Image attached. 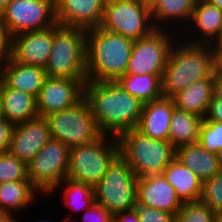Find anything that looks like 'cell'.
<instances>
[{"instance_id": "29", "label": "cell", "mask_w": 222, "mask_h": 222, "mask_svg": "<svg viewBox=\"0 0 222 222\" xmlns=\"http://www.w3.org/2000/svg\"><path fill=\"white\" fill-rule=\"evenodd\" d=\"M59 188L63 189V202L71 211L63 218L65 222H71L75 211L78 213L80 210H88L95 204L94 188L90 185L65 178L47 197L52 196L53 193L55 194Z\"/></svg>"}, {"instance_id": "44", "label": "cell", "mask_w": 222, "mask_h": 222, "mask_svg": "<svg viewBox=\"0 0 222 222\" xmlns=\"http://www.w3.org/2000/svg\"><path fill=\"white\" fill-rule=\"evenodd\" d=\"M145 6L152 9L159 0H140Z\"/></svg>"}, {"instance_id": "1", "label": "cell", "mask_w": 222, "mask_h": 222, "mask_svg": "<svg viewBox=\"0 0 222 222\" xmlns=\"http://www.w3.org/2000/svg\"><path fill=\"white\" fill-rule=\"evenodd\" d=\"M84 98L104 134L117 137L137 127L144 103L126 92L116 81H87Z\"/></svg>"}, {"instance_id": "16", "label": "cell", "mask_w": 222, "mask_h": 222, "mask_svg": "<svg viewBox=\"0 0 222 222\" xmlns=\"http://www.w3.org/2000/svg\"><path fill=\"white\" fill-rule=\"evenodd\" d=\"M50 138L46 118L37 116L15 126L8 152L28 165Z\"/></svg>"}, {"instance_id": "34", "label": "cell", "mask_w": 222, "mask_h": 222, "mask_svg": "<svg viewBox=\"0 0 222 222\" xmlns=\"http://www.w3.org/2000/svg\"><path fill=\"white\" fill-rule=\"evenodd\" d=\"M135 209L139 216V222H175V215L161 211L155 207L136 204Z\"/></svg>"}, {"instance_id": "39", "label": "cell", "mask_w": 222, "mask_h": 222, "mask_svg": "<svg viewBox=\"0 0 222 222\" xmlns=\"http://www.w3.org/2000/svg\"><path fill=\"white\" fill-rule=\"evenodd\" d=\"M113 222H139L136 209L123 211L114 215Z\"/></svg>"}, {"instance_id": "2", "label": "cell", "mask_w": 222, "mask_h": 222, "mask_svg": "<svg viewBox=\"0 0 222 222\" xmlns=\"http://www.w3.org/2000/svg\"><path fill=\"white\" fill-rule=\"evenodd\" d=\"M215 67L216 51L211 45L191 44L178 37L169 51L161 78L163 97L172 98L189 85L209 78Z\"/></svg>"}, {"instance_id": "40", "label": "cell", "mask_w": 222, "mask_h": 222, "mask_svg": "<svg viewBox=\"0 0 222 222\" xmlns=\"http://www.w3.org/2000/svg\"><path fill=\"white\" fill-rule=\"evenodd\" d=\"M214 94L222 99V71L217 67L214 69Z\"/></svg>"}, {"instance_id": "21", "label": "cell", "mask_w": 222, "mask_h": 222, "mask_svg": "<svg viewBox=\"0 0 222 222\" xmlns=\"http://www.w3.org/2000/svg\"><path fill=\"white\" fill-rule=\"evenodd\" d=\"M197 2L198 0H159L151 9L154 27L180 33L188 25Z\"/></svg>"}, {"instance_id": "48", "label": "cell", "mask_w": 222, "mask_h": 222, "mask_svg": "<svg viewBox=\"0 0 222 222\" xmlns=\"http://www.w3.org/2000/svg\"><path fill=\"white\" fill-rule=\"evenodd\" d=\"M214 222H222V212L215 213Z\"/></svg>"}, {"instance_id": "10", "label": "cell", "mask_w": 222, "mask_h": 222, "mask_svg": "<svg viewBox=\"0 0 222 222\" xmlns=\"http://www.w3.org/2000/svg\"><path fill=\"white\" fill-rule=\"evenodd\" d=\"M69 148L61 141L50 138L27 165V176L32 186L48 196L68 172Z\"/></svg>"}, {"instance_id": "7", "label": "cell", "mask_w": 222, "mask_h": 222, "mask_svg": "<svg viewBox=\"0 0 222 222\" xmlns=\"http://www.w3.org/2000/svg\"><path fill=\"white\" fill-rule=\"evenodd\" d=\"M137 180L131 167L118 155L94 187L95 203L105 207L113 216L135 209Z\"/></svg>"}, {"instance_id": "6", "label": "cell", "mask_w": 222, "mask_h": 222, "mask_svg": "<svg viewBox=\"0 0 222 222\" xmlns=\"http://www.w3.org/2000/svg\"><path fill=\"white\" fill-rule=\"evenodd\" d=\"M118 155V139L113 135L104 134L93 143L72 147L67 178L94 188Z\"/></svg>"}, {"instance_id": "43", "label": "cell", "mask_w": 222, "mask_h": 222, "mask_svg": "<svg viewBox=\"0 0 222 222\" xmlns=\"http://www.w3.org/2000/svg\"><path fill=\"white\" fill-rule=\"evenodd\" d=\"M215 51H217L222 46V30L218 39L211 45Z\"/></svg>"}, {"instance_id": "50", "label": "cell", "mask_w": 222, "mask_h": 222, "mask_svg": "<svg viewBox=\"0 0 222 222\" xmlns=\"http://www.w3.org/2000/svg\"><path fill=\"white\" fill-rule=\"evenodd\" d=\"M52 221H53V220H51V222H52ZM37 222H50V221H49V219H48V220H43V219L41 220V219H40L39 221L37 220ZM56 222H59V221H56ZM62 222H65V221L63 220Z\"/></svg>"}, {"instance_id": "9", "label": "cell", "mask_w": 222, "mask_h": 222, "mask_svg": "<svg viewBox=\"0 0 222 222\" xmlns=\"http://www.w3.org/2000/svg\"><path fill=\"white\" fill-rule=\"evenodd\" d=\"M100 27L133 41L149 36L156 29L151 9L140 0H106Z\"/></svg>"}, {"instance_id": "4", "label": "cell", "mask_w": 222, "mask_h": 222, "mask_svg": "<svg viewBox=\"0 0 222 222\" xmlns=\"http://www.w3.org/2000/svg\"><path fill=\"white\" fill-rule=\"evenodd\" d=\"M119 155L131 167L137 178L162 175L176 156L169 140L147 137L136 129L126 130L117 136Z\"/></svg>"}, {"instance_id": "36", "label": "cell", "mask_w": 222, "mask_h": 222, "mask_svg": "<svg viewBox=\"0 0 222 222\" xmlns=\"http://www.w3.org/2000/svg\"><path fill=\"white\" fill-rule=\"evenodd\" d=\"M15 126L5 118L0 119V153L9 150Z\"/></svg>"}, {"instance_id": "27", "label": "cell", "mask_w": 222, "mask_h": 222, "mask_svg": "<svg viewBox=\"0 0 222 222\" xmlns=\"http://www.w3.org/2000/svg\"><path fill=\"white\" fill-rule=\"evenodd\" d=\"M202 122L203 118L175 108L170 121L169 142L175 149L198 143Z\"/></svg>"}, {"instance_id": "45", "label": "cell", "mask_w": 222, "mask_h": 222, "mask_svg": "<svg viewBox=\"0 0 222 222\" xmlns=\"http://www.w3.org/2000/svg\"><path fill=\"white\" fill-rule=\"evenodd\" d=\"M2 80L0 79V119L3 118Z\"/></svg>"}, {"instance_id": "33", "label": "cell", "mask_w": 222, "mask_h": 222, "mask_svg": "<svg viewBox=\"0 0 222 222\" xmlns=\"http://www.w3.org/2000/svg\"><path fill=\"white\" fill-rule=\"evenodd\" d=\"M200 201L215 213L222 212V171L203 182Z\"/></svg>"}, {"instance_id": "18", "label": "cell", "mask_w": 222, "mask_h": 222, "mask_svg": "<svg viewBox=\"0 0 222 222\" xmlns=\"http://www.w3.org/2000/svg\"><path fill=\"white\" fill-rule=\"evenodd\" d=\"M137 204L155 207L175 215L183 202L178 198L175 189L163 175H155L138 178Z\"/></svg>"}, {"instance_id": "19", "label": "cell", "mask_w": 222, "mask_h": 222, "mask_svg": "<svg viewBox=\"0 0 222 222\" xmlns=\"http://www.w3.org/2000/svg\"><path fill=\"white\" fill-rule=\"evenodd\" d=\"M175 108L173 99L168 97L144 103L135 129L147 137L168 140L170 121Z\"/></svg>"}, {"instance_id": "49", "label": "cell", "mask_w": 222, "mask_h": 222, "mask_svg": "<svg viewBox=\"0 0 222 222\" xmlns=\"http://www.w3.org/2000/svg\"><path fill=\"white\" fill-rule=\"evenodd\" d=\"M217 159L219 161V166H220V169L222 171V149L218 151L217 153Z\"/></svg>"}, {"instance_id": "38", "label": "cell", "mask_w": 222, "mask_h": 222, "mask_svg": "<svg viewBox=\"0 0 222 222\" xmlns=\"http://www.w3.org/2000/svg\"><path fill=\"white\" fill-rule=\"evenodd\" d=\"M10 36L5 28V24L0 13V61L5 59L9 54Z\"/></svg>"}, {"instance_id": "12", "label": "cell", "mask_w": 222, "mask_h": 222, "mask_svg": "<svg viewBox=\"0 0 222 222\" xmlns=\"http://www.w3.org/2000/svg\"><path fill=\"white\" fill-rule=\"evenodd\" d=\"M10 37L55 26V0H11L1 12Z\"/></svg>"}, {"instance_id": "13", "label": "cell", "mask_w": 222, "mask_h": 222, "mask_svg": "<svg viewBox=\"0 0 222 222\" xmlns=\"http://www.w3.org/2000/svg\"><path fill=\"white\" fill-rule=\"evenodd\" d=\"M86 82L87 80L47 77L36 98L39 116L63 111L80 102L84 98Z\"/></svg>"}, {"instance_id": "24", "label": "cell", "mask_w": 222, "mask_h": 222, "mask_svg": "<svg viewBox=\"0 0 222 222\" xmlns=\"http://www.w3.org/2000/svg\"><path fill=\"white\" fill-rule=\"evenodd\" d=\"M175 158L191 169L202 182L221 172L217 154L208 152L199 143L177 148Z\"/></svg>"}, {"instance_id": "17", "label": "cell", "mask_w": 222, "mask_h": 222, "mask_svg": "<svg viewBox=\"0 0 222 222\" xmlns=\"http://www.w3.org/2000/svg\"><path fill=\"white\" fill-rule=\"evenodd\" d=\"M105 3L106 0H55L56 23L86 30L99 27Z\"/></svg>"}, {"instance_id": "28", "label": "cell", "mask_w": 222, "mask_h": 222, "mask_svg": "<svg viewBox=\"0 0 222 222\" xmlns=\"http://www.w3.org/2000/svg\"><path fill=\"white\" fill-rule=\"evenodd\" d=\"M163 74L120 76L116 82L129 94L139 99L142 103H148L163 97L162 78Z\"/></svg>"}, {"instance_id": "23", "label": "cell", "mask_w": 222, "mask_h": 222, "mask_svg": "<svg viewBox=\"0 0 222 222\" xmlns=\"http://www.w3.org/2000/svg\"><path fill=\"white\" fill-rule=\"evenodd\" d=\"M162 175L175 189L176 195L183 203L200 201L203 182L177 158L170 162Z\"/></svg>"}, {"instance_id": "46", "label": "cell", "mask_w": 222, "mask_h": 222, "mask_svg": "<svg viewBox=\"0 0 222 222\" xmlns=\"http://www.w3.org/2000/svg\"><path fill=\"white\" fill-rule=\"evenodd\" d=\"M208 1L210 4L218 7L220 10H222V0H206Z\"/></svg>"}, {"instance_id": "30", "label": "cell", "mask_w": 222, "mask_h": 222, "mask_svg": "<svg viewBox=\"0 0 222 222\" xmlns=\"http://www.w3.org/2000/svg\"><path fill=\"white\" fill-rule=\"evenodd\" d=\"M29 181L27 165L8 151L0 153V183Z\"/></svg>"}, {"instance_id": "25", "label": "cell", "mask_w": 222, "mask_h": 222, "mask_svg": "<svg viewBox=\"0 0 222 222\" xmlns=\"http://www.w3.org/2000/svg\"><path fill=\"white\" fill-rule=\"evenodd\" d=\"M3 118L15 125L39 116L36 97L8 87L2 81Z\"/></svg>"}, {"instance_id": "31", "label": "cell", "mask_w": 222, "mask_h": 222, "mask_svg": "<svg viewBox=\"0 0 222 222\" xmlns=\"http://www.w3.org/2000/svg\"><path fill=\"white\" fill-rule=\"evenodd\" d=\"M215 212L201 201L183 203L175 214V222H214Z\"/></svg>"}, {"instance_id": "32", "label": "cell", "mask_w": 222, "mask_h": 222, "mask_svg": "<svg viewBox=\"0 0 222 222\" xmlns=\"http://www.w3.org/2000/svg\"><path fill=\"white\" fill-rule=\"evenodd\" d=\"M198 143L208 152L217 154L222 149V123L203 119Z\"/></svg>"}, {"instance_id": "22", "label": "cell", "mask_w": 222, "mask_h": 222, "mask_svg": "<svg viewBox=\"0 0 222 222\" xmlns=\"http://www.w3.org/2000/svg\"><path fill=\"white\" fill-rule=\"evenodd\" d=\"M214 96V75L197 81L175 94L172 99L181 111L205 118L211 99Z\"/></svg>"}, {"instance_id": "42", "label": "cell", "mask_w": 222, "mask_h": 222, "mask_svg": "<svg viewBox=\"0 0 222 222\" xmlns=\"http://www.w3.org/2000/svg\"><path fill=\"white\" fill-rule=\"evenodd\" d=\"M216 67L222 71V46L216 51Z\"/></svg>"}, {"instance_id": "11", "label": "cell", "mask_w": 222, "mask_h": 222, "mask_svg": "<svg viewBox=\"0 0 222 222\" xmlns=\"http://www.w3.org/2000/svg\"><path fill=\"white\" fill-rule=\"evenodd\" d=\"M176 33L155 29L149 36L134 41L125 74H163L172 44L179 37Z\"/></svg>"}, {"instance_id": "20", "label": "cell", "mask_w": 222, "mask_h": 222, "mask_svg": "<svg viewBox=\"0 0 222 222\" xmlns=\"http://www.w3.org/2000/svg\"><path fill=\"white\" fill-rule=\"evenodd\" d=\"M47 78L44 68L12 61L8 56L0 61V79L10 88L29 93L36 98Z\"/></svg>"}, {"instance_id": "47", "label": "cell", "mask_w": 222, "mask_h": 222, "mask_svg": "<svg viewBox=\"0 0 222 222\" xmlns=\"http://www.w3.org/2000/svg\"><path fill=\"white\" fill-rule=\"evenodd\" d=\"M11 0H0V13L6 8Z\"/></svg>"}, {"instance_id": "35", "label": "cell", "mask_w": 222, "mask_h": 222, "mask_svg": "<svg viewBox=\"0 0 222 222\" xmlns=\"http://www.w3.org/2000/svg\"><path fill=\"white\" fill-rule=\"evenodd\" d=\"M82 222H113L114 216L102 205L93 204L88 210L83 211Z\"/></svg>"}, {"instance_id": "3", "label": "cell", "mask_w": 222, "mask_h": 222, "mask_svg": "<svg viewBox=\"0 0 222 222\" xmlns=\"http://www.w3.org/2000/svg\"><path fill=\"white\" fill-rule=\"evenodd\" d=\"M134 41L102 29L87 30L86 74L87 81H116L125 71L130 60Z\"/></svg>"}, {"instance_id": "26", "label": "cell", "mask_w": 222, "mask_h": 222, "mask_svg": "<svg viewBox=\"0 0 222 222\" xmlns=\"http://www.w3.org/2000/svg\"><path fill=\"white\" fill-rule=\"evenodd\" d=\"M37 194L40 195L30 181L0 183V213L18 214L30 208Z\"/></svg>"}, {"instance_id": "37", "label": "cell", "mask_w": 222, "mask_h": 222, "mask_svg": "<svg viewBox=\"0 0 222 222\" xmlns=\"http://www.w3.org/2000/svg\"><path fill=\"white\" fill-rule=\"evenodd\" d=\"M204 120L222 123V99L218 98L215 94L211 99L208 112Z\"/></svg>"}, {"instance_id": "5", "label": "cell", "mask_w": 222, "mask_h": 222, "mask_svg": "<svg viewBox=\"0 0 222 222\" xmlns=\"http://www.w3.org/2000/svg\"><path fill=\"white\" fill-rule=\"evenodd\" d=\"M86 36L83 28L53 26V47L44 68L47 77L87 80Z\"/></svg>"}, {"instance_id": "15", "label": "cell", "mask_w": 222, "mask_h": 222, "mask_svg": "<svg viewBox=\"0 0 222 222\" xmlns=\"http://www.w3.org/2000/svg\"><path fill=\"white\" fill-rule=\"evenodd\" d=\"M221 30L222 10L206 0H198L188 25L180 32L179 37L191 44L212 45Z\"/></svg>"}, {"instance_id": "14", "label": "cell", "mask_w": 222, "mask_h": 222, "mask_svg": "<svg viewBox=\"0 0 222 222\" xmlns=\"http://www.w3.org/2000/svg\"><path fill=\"white\" fill-rule=\"evenodd\" d=\"M53 47V27L10 37L8 57L21 64L45 68Z\"/></svg>"}, {"instance_id": "8", "label": "cell", "mask_w": 222, "mask_h": 222, "mask_svg": "<svg viewBox=\"0 0 222 222\" xmlns=\"http://www.w3.org/2000/svg\"><path fill=\"white\" fill-rule=\"evenodd\" d=\"M45 118L51 138L63 142L69 149L93 143L104 135L85 98L74 106L51 113Z\"/></svg>"}, {"instance_id": "41", "label": "cell", "mask_w": 222, "mask_h": 222, "mask_svg": "<svg viewBox=\"0 0 222 222\" xmlns=\"http://www.w3.org/2000/svg\"><path fill=\"white\" fill-rule=\"evenodd\" d=\"M16 216V214L0 213V222H20Z\"/></svg>"}]
</instances>
